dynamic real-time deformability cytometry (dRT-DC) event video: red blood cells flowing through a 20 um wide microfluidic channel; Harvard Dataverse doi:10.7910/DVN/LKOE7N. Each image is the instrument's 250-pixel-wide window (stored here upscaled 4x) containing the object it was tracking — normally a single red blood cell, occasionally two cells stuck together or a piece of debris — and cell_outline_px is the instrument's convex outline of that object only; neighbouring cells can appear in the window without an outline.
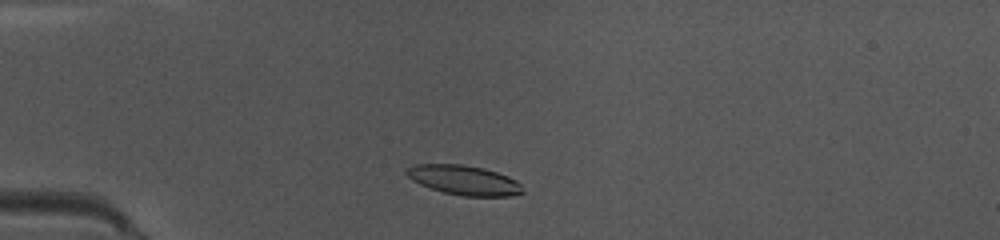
{"species": "common noctule bat (a hibernating species)", "species_latin": "Nyctalus noctula", "temperature_condition": "warm", "stored_images_in_passage": 41, "camera_frame_rate_fps": 3000, "um_per_image_px": 0.085, "animal": {"sex": "female", "body_mass_g": 10.0, "forearm_length_mm": 53.1}, "frame": {"image": 1, "passage_image": 6, "time_ms": 1.667, "image_size_px": [1000, 240], "cell_outline_px": [[524, 192], [512, 196], [464, 196], [444, 192], [420, 184], [412, 180], [404, 172], [408, 168], [416, 164], [460, 164], [484, 168], [508, 176], [516, 180], [520, 184]], "centroid_in_image_um": [39.45, 15.31], "position_along_channel_um": 45.5, "area_um2": 19.88}}
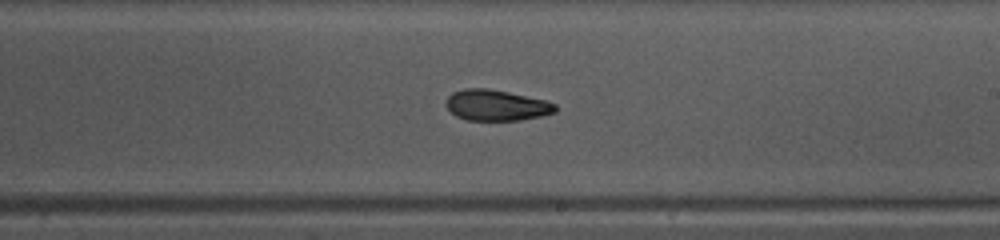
{"frame": {"image": 2, "passage_image": 22, "time_ms": 7.0, "image_size_px": [1000, 240], "cell_outline_px": [[556, 112], [540, 116], [520, 120], [468, 120], [456, 116], [444, 104], [444, 100], [452, 92], [464, 88], [488, 88], [508, 92], [544, 100], [556, 104]], "centroid_in_image_um": [42.15, 8.94], "position_along_channel_um": 246.9, "area_um2": 19.65}}
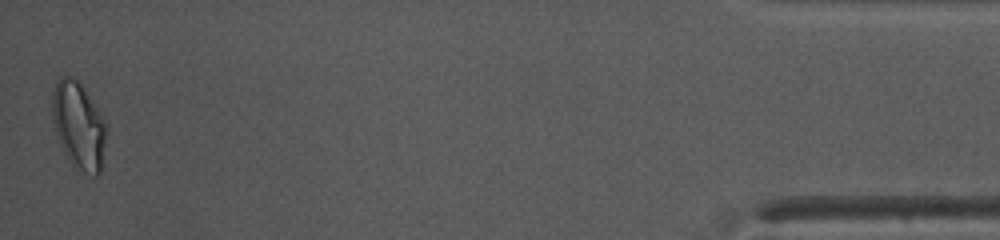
{"frame": {"image": 3, "passage_image": 41, "time_ms": 13.333, "image_size_px": [1000, 240], "cell_outline_px": [[104, 140], [100, 172], [96, 176], [92, 176], [76, 172], [68, 160], [60, 144], [56, 132], [52, 112], [52, 92], [56, 80], [60, 76], [72, 76], [80, 80], [104, 120]], "centroid_in_image_um": [6.64, 10.66], "position_along_channel_um": 428.6, "area_um2": 27.46}, "authors_computed_cell_mechanics": {"area_um2": 20.4612, "velocity_mm_per_s": 4.154, "shape_relaxation_time_tau1_ms": 4.2836, "shape_relaxation_time_tau2_ms": 5.4831, "deformation_change_tau1": 0.169, "deformation_change_tau2": 0.1003}}